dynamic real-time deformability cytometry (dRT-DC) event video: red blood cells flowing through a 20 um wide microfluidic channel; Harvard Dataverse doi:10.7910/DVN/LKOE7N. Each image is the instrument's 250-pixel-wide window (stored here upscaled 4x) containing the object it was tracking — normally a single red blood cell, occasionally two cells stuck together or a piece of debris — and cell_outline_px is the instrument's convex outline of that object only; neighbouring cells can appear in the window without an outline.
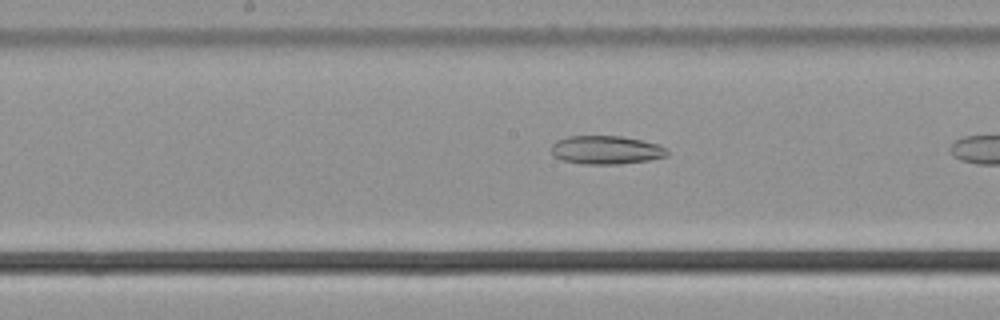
{"species": "common noctule bat (a hibernating species)", "species_latin": "Nyctalus noctula", "temperature_condition": "cold", "stored_images_in_passage": 8, "camera_frame_rate_fps": 3000, "um_per_image_px": 0.085, "animal": {"sex": "male", "body_mass_g": 21.5, "forearm_length_mm": 52.0}, "frame": {"image": 1, "passage_image": 7, "time_ms": 2.0, "image_size_px": [1000, 320], "cell_outline_px": [[668, 156], [648, 160], [620, 164], [584, 164], [560, 160], [552, 156], [552, 144], [556, 140], [568, 136], [624, 136], [660, 144], [668, 152]], "centroid_in_image_um": [51.5, 12.74], "position_along_channel_um": 196.7, "area_um2": 19.42}}